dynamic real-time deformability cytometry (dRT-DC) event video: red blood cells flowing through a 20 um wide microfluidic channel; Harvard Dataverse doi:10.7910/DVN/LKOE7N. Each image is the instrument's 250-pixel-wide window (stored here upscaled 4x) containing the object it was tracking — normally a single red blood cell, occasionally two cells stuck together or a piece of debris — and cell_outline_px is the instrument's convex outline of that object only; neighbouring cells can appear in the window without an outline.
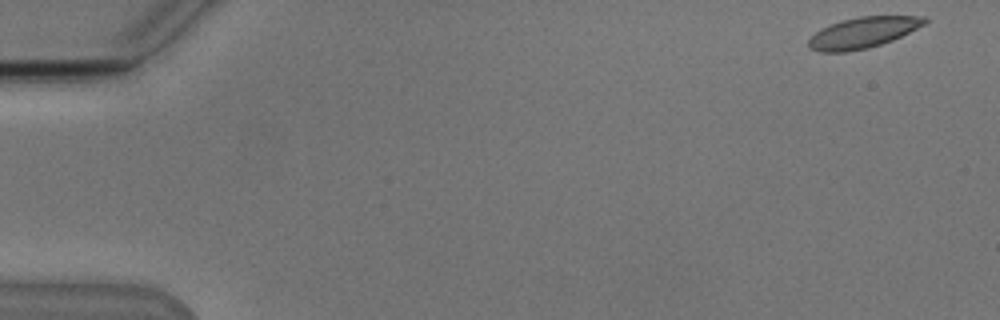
{"species": "Egyptian fruit bat (a non-hibernating species)", "species_latin": "Rousettus aegyptiacus", "temperature_condition": "cold", "stored_images_in_passage": 8, "camera_frame_rate_fps": 3000, "um_per_image_px": 0.085, "animal": {"sex": "male"}, "frame": {"image": 1, "passage_image": 1, "time_ms": 0.0, "image_size_px": [1000, 320], "cell_outline_px": [[928, 20], [924, 24], [892, 40], [868, 48], [844, 52], [820, 52], [808, 48], [808, 40], [820, 28], [828, 24], [840, 20], [860, 16], [924, 16]], "centroid_in_image_um": [73.29, 2.77], "position_along_channel_um": 11.7, "area_um2": 20.81}}